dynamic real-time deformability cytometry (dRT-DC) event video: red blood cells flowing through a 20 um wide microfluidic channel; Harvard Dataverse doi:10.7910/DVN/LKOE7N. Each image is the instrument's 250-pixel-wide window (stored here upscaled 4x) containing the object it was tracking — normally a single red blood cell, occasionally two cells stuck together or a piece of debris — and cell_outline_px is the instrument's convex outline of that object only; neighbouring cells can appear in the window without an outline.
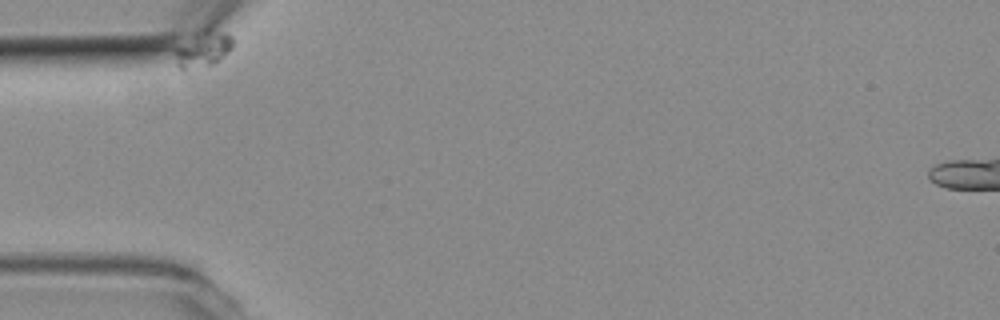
{"species": "common noctule bat (a hibernating species)", "species_latin": "Nyctalus noctula", "temperature_condition": "room temperature", "stored_images_in_passage": 12, "camera_frame_rate_fps": 3000, "um_per_image_px": 0.085, "animal": {"sex": "female", "body_mass_g": 19.3, "forearm_length_mm": 54.1}, "frame": {"image": 1, "passage_image": 1, "time_ms": 0.0, "image_size_px": [1000, 320], "cell_outline_px": [[232, 48], [216, 64], [184, 68], [180, 68], [176, 64], [176, 48], [204, 24], [208, 24], [228, 32], [232, 36]], "centroid_in_image_um": [17.33, 4.03], "position_along_channel_um": 67.7, "area_um2": 12.6}}
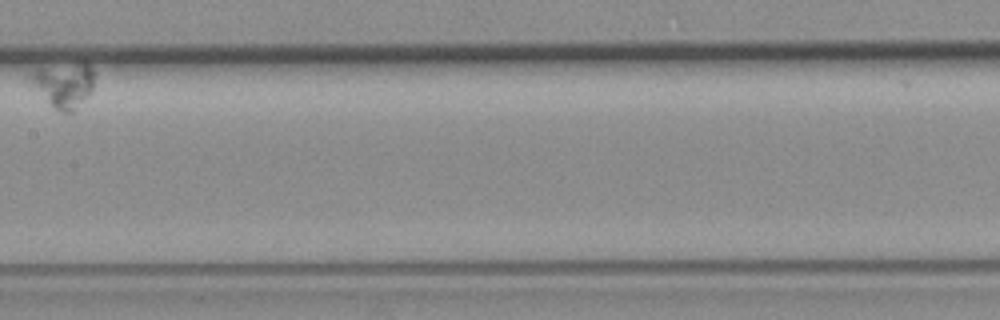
{"frame": {"image": 2, "passage_image": 7, "time_ms": 2.0, "image_size_px": [1000, 320], "cell_outline_px": [[96, 72], [92, 92], [72, 112], [60, 112], [48, 100], [28, 76], [32, 72], [40, 68], [84, 60]], "centroid_in_image_um": [5.55, 7.14], "position_along_channel_um": 201.8, "area_um2": 16.47}}
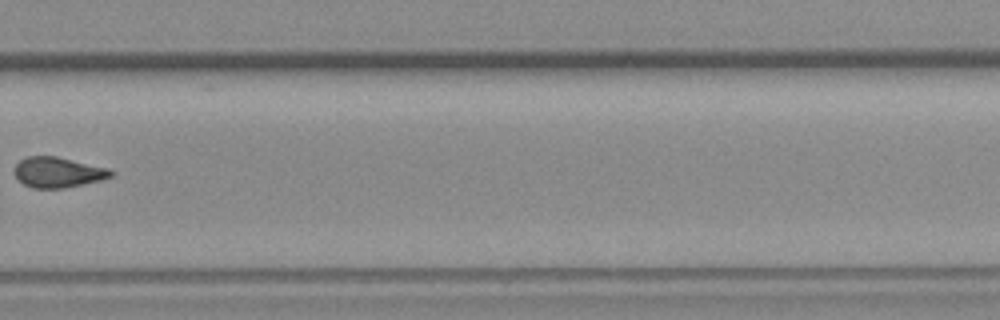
{"frame": {"image": 3, "passage_image": 12, "time_ms": 3.667, "image_size_px": [1000, 320], "cell_outline_px": [[116, 172], [112, 176], [100, 180], [64, 188], [32, 188], [16, 180], [12, 172], [16, 164], [20, 160], [28, 156], [56, 156], [108, 168]], "centroid_in_image_um": [4.88, 14.65], "position_along_channel_um": 324.9, "area_um2": 17.22}}